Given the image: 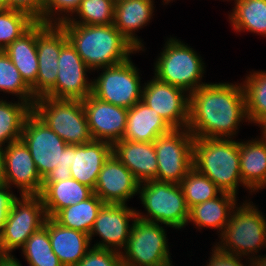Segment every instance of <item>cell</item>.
Listing matches in <instances>:
<instances>
[{
    "label": "cell",
    "instance_id": "6da1fadb",
    "mask_svg": "<svg viewBox=\"0 0 266 266\" xmlns=\"http://www.w3.org/2000/svg\"><path fill=\"white\" fill-rule=\"evenodd\" d=\"M246 115L242 83H205L189 95L187 130L194 138L233 139Z\"/></svg>",
    "mask_w": 266,
    "mask_h": 266
},
{
    "label": "cell",
    "instance_id": "7a4b0ae2",
    "mask_svg": "<svg viewBox=\"0 0 266 266\" xmlns=\"http://www.w3.org/2000/svg\"><path fill=\"white\" fill-rule=\"evenodd\" d=\"M85 64L97 72L130 59L140 51L113 25L60 24Z\"/></svg>",
    "mask_w": 266,
    "mask_h": 266
},
{
    "label": "cell",
    "instance_id": "3957f363",
    "mask_svg": "<svg viewBox=\"0 0 266 266\" xmlns=\"http://www.w3.org/2000/svg\"><path fill=\"white\" fill-rule=\"evenodd\" d=\"M21 140L28 147L42 182L71 178L72 145L67 144L33 111L24 122Z\"/></svg>",
    "mask_w": 266,
    "mask_h": 266
},
{
    "label": "cell",
    "instance_id": "277c9868",
    "mask_svg": "<svg viewBox=\"0 0 266 266\" xmlns=\"http://www.w3.org/2000/svg\"><path fill=\"white\" fill-rule=\"evenodd\" d=\"M239 141L225 138H194L193 167L225 193L237 197L243 184L240 172Z\"/></svg>",
    "mask_w": 266,
    "mask_h": 266
},
{
    "label": "cell",
    "instance_id": "5b68a950",
    "mask_svg": "<svg viewBox=\"0 0 266 266\" xmlns=\"http://www.w3.org/2000/svg\"><path fill=\"white\" fill-rule=\"evenodd\" d=\"M219 238L213 244L219 251L254 260L266 248V217L246 199L236 206Z\"/></svg>",
    "mask_w": 266,
    "mask_h": 266
},
{
    "label": "cell",
    "instance_id": "8992f818",
    "mask_svg": "<svg viewBox=\"0 0 266 266\" xmlns=\"http://www.w3.org/2000/svg\"><path fill=\"white\" fill-rule=\"evenodd\" d=\"M166 40L154 62V76L191 94L205 84L202 81L205 63L200 54L185 42L172 36Z\"/></svg>",
    "mask_w": 266,
    "mask_h": 266
},
{
    "label": "cell",
    "instance_id": "52a82bcc",
    "mask_svg": "<svg viewBox=\"0 0 266 266\" xmlns=\"http://www.w3.org/2000/svg\"><path fill=\"white\" fill-rule=\"evenodd\" d=\"M138 195L146 214L136 210L137 218L178 230L187 225L189 208L179 184L157 180L143 182Z\"/></svg>",
    "mask_w": 266,
    "mask_h": 266
},
{
    "label": "cell",
    "instance_id": "ba28073f",
    "mask_svg": "<svg viewBox=\"0 0 266 266\" xmlns=\"http://www.w3.org/2000/svg\"><path fill=\"white\" fill-rule=\"evenodd\" d=\"M33 112L67 144L93 141L82 100L38 97Z\"/></svg>",
    "mask_w": 266,
    "mask_h": 266
},
{
    "label": "cell",
    "instance_id": "9c48e42d",
    "mask_svg": "<svg viewBox=\"0 0 266 266\" xmlns=\"http://www.w3.org/2000/svg\"><path fill=\"white\" fill-rule=\"evenodd\" d=\"M163 224L136 218L125 248L123 266H173Z\"/></svg>",
    "mask_w": 266,
    "mask_h": 266
},
{
    "label": "cell",
    "instance_id": "30bf717a",
    "mask_svg": "<svg viewBox=\"0 0 266 266\" xmlns=\"http://www.w3.org/2000/svg\"><path fill=\"white\" fill-rule=\"evenodd\" d=\"M100 69L102 72L92 79L94 97L126 109L141 101L143 84L139 69L131 58L123 63Z\"/></svg>",
    "mask_w": 266,
    "mask_h": 266
},
{
    "label": "cell",
    "instance_id": "8fae6325",
    "mask_svg": "<svg viewBox=\"0 0 266 266\" xmlns=\"http://www.w3.org/2000/svg\"><path fill=\"white\" fill-rule=\"evenodd\" d=\"M194 137L187 128L172 129L154 141L158 172L155 180L179 184L193 168Z\"/></svg>",
    "mask_w": 266,
    "mask_h": 266
},
{
    "label": "cell",
    "instance_id": "7c38bea8",
    "mask_svg": "<svg viewBox=\"0 0 266 266\" xmlns=\"http://www.w3.org/2000/svg\"><path fill=\"white\" fill-rule=\"evenodd\" d=\"M45 207L39 195L16 197L10 206L1 238L8 254L21 249L27 239L44 226L47 219Z\"/></svg>",
    "mask_w": 266,
    "mask_h": 266
},
{
    "label": "cell",
    "instance_id": "4fadbf2b",
    "mask_svg": "<svg viewBox=\"0 0 266 266\" xmlns=\"http://www.w3.org/2000/svg\"><path fill=\"white\" fill-rule=\"evenodd\" d=\"M67 41L66 31L60 24L36 21L38 75L36 83L31 87L36 99L44 96L55 85L59 54Z\"/></svg>",
    "mask_w": 266,
    "mask_h": 266
},
{
    "label": "cell",
    "instance_id": "5bb4252c",
    "mask_svg": "<svg viewBox=\"0 0 266 266\" xmlns=\"http://www.w3.org/2000/svg\"><path fill=\"white\" fill-rule=\"evenodd\" d=\"M87 72L90 73L92 70L68 40L59 54L56 83L44 96L84 100L92 94V79L89 81Z\"/></svg>",
    "mask_w": 266,
    "mask_h": 266
},
{
    "label": "cell",
    "instance_id": "9a60e30c",
    "mask_svg": "<svg viewBox=\"0 0 266 266\" xmlns=\"http://www.w3.org/2000/svg\"><path fill=\"white\" fill-rule=\"evenodd\" d=\"M1 154L3 185L16 187L20 196L40 195L43 179L24 142L18 140L1 147Z\"/></svg>",
    "mask_w": 266,
    "mask_h": 266
},
{
    "label": "cell",
    "instance_id": "2e32d148",
    "mask_svg": "<svg viewBox=\"0 0 266 266\" xmlns=\"http://www.w3.org/2000/svg\"><path fill=\"white\" fill-rule=\"evenodd\" d=\"M189 95L155 76L143 85L141 101L154 109L172 129L188 127Z\"/></svg>",
    "mask_w": 266,
    "mask_h": 266
},
{
    "label": "cell",
    "instance_id": "e0dca14e",
    "mask_svg": "<svg viewBox=\"0 0 266 266\" xmlns=\"http://www.w3.org/2000/svg\"><path fill=\"white\" fill-rule=\"evenodd\" d=\"M136 218V209L128 207L127 204L105 203L89 233L91 243L95 235L99 236L101 241L97 240L92 246L121 252L127 244Z\"/></svg>",
    "mask_w": 266,
    "mask_h": 266
},
{
    "label": "cell",
    "instance_id": "ac0fdd59",
    "mask_svg": "<svg viewBox=\"0 0 266 266\" xmlns=\"http://www.w3.org/2000/svg\"><path fill=\"white\" fill-rule=\"evenodd\" d=\"M140 183L113 154L104 162L95 184V193L104 203L127 204L138 195Z\"/></svg>",
    "mask_w": 266,
    "mask_h": 266
},
{
    "label": "cell",
    "instance_id": "d6986e66",
    "mask_svg": "<svg viewBox=\"0 0 266 266\" xmlns=\"http://www.w3.org/2000/svg\"><path fill=\"white\" fill-rule=\"evenodd\" d=\"M82 101L94 140L111 144L122 140L126 130L128 109L103 102L92 94Z\"/></svg>",
    "mask_w": 266,
    "mask_h": 266
},
{
    "label": "cell",
    "instance_id": "ffe728a7",
    "mask_svg": "<svg viewBox=\"0 0 266 266\" xmlns=\"http://www.w3.org/2000/svg\"><path fill=\"white\" fill-rule=\"evenodd\" d=\"M112 154L131 171L139 183L156 179L158 164L154 142L119 140L112 144Z\"/></svg>",
    "mask_w": 266,
    "mask_h": 266
},
{
    "label": "cell",
    "instance_id": "44dd1931",
    "mask_svg": "<svg viewBox=\"0 0 266 266\" xmlns=\"http://www.w3.org/2000/svg\"><path fill=\"white\" fill-rule=\"evenodd\" d=\"M111 154L112 144L106 141L72 145L71 178L94 190L98 174Z\"/></svg>",
    "mask_w": 266,
    "mask_h": 266
},
{
    "label": "cell",
    "instance_id": "7402d4cb",
    "mask_svg": "<svg viewBox=\"0 0 266 266\" xmlns=\"http://www.w3.org/2000/svg\"><path fill=\"white\" fill-rule=\"evenodd\" d=\"M154 3V0H126L115 4L114 7L113 25L139 51L146 49L136 32L153 19Z\"/></svg>",
    "mask_w": 266,
    "mask_h": 266
},
{
    "label": "cell",
    "instance_id": "603a6c76",
    "mask_svg": "<svg viewBox=\"0 0 266 266\" xmlns=\"http://www.w3.org/2000/svg\"><path fill=\"white\" fill-rule=\"evenodd\" d=\"M51 247L63 266H75L92 247L88 234L66 228L52 217L47 218Z\"/></svg>",
    "mask_w": 266,
    "mask_h": 266
},
{
    "label": "cell",
    "instance_id": "cb8c5ba5",
    "mask_svg": "<svg viewBox=\"0 0 266 266\" xmlns=\"http://www.w3.org/2000/svg\"><path fill=\"white\" fill-rule=\"evenodd\" d=\"M172 128L157 113L142 101L128 109L126 130L122 140L133 142H154Z\"/></svg>",
    "mask_w": 266,
    "mask_h": 266
},
{
    "label": "cell",
    "instance_id": "d4e9b609",
    "mask_svg": "<svg viewBox=\"0 0 266 266\" xmlns=\"http://www.w3.org/2000/svg\"><path fill=\"white\" fill-rule=\"evenodd\" d=\"M239 155L242 182L249 194L266 188V139L240 141Z\"/></svg>",
    "mask_w": 266,
    "mask_h": 266
},
{
    "label": "cell",
    "instance_id": "484cf974",
    "mask_svg": "<svg viewBox=\"0 0 266 266\" xmlns=\"http://www.w3.org/2000/svg\"><path fill=\"white\" fill-rule=\"evenodd\" d=\"M237 200L235 195L222 192L214 199L196 204L189 209L187 225L192 222L199 231L202 228H210L217 230L218 235H220L238 205Z\"/></svg>",
    "mask_w": 266,
    "mask_h": 266
},
{
    "label": "cell",
    "instance_id": "4316f807",
    "mask_svg": "<svg viewBox=\"0 0 266 266\" xmlns=\"http://www.w3.org/2000/svg\"><path fill=\"white\" fill-rule=\"evenodd\" d=\"M93 190L77 180L70 178L58 182H42L40 197L47 217H54L61 209L86 200Z\"/></svg>",
    "mask_w": 266,
    "mask_h": 266
},
{
    "label": "cell",
    "instance_id": "83f0119b",
    "mask_svg": "<svg viewBox=\"0 0 266 266\" xmlns=\"http://www.w3.org/2000/svg\"><path fill=\"white\" fill-rule=\"evenodd\" d=\"M31 88L38 75L36 22L19 38L3 50Z\"/></svg>",
    "mask_w": 266,
    "mask_h": 266
},
{
    "label": "cell",
    "instance_id": "f1b7e54d",
    "mask_svg": "<svg viewBox=\"0 0 266 266\" xmlns=\"http://www.w3.org/2000/svg\"><path fill=\"white\" fill-rule=\"evenodd\" d=\"M228 15L236 33L246 31L266 37V0H234Z\"/></svg>",
    "mask_w": 266,
    "mask_h": 266
},
{
    "label": "cell",
    "instance_id": "f546056e",
    "mask_svg": "<svg viewBox=\"0 0 266 266\" xmlns=\"http://www.w3.org/2000/svg\"><path fill=\"white\" fill-rule=\"evenodd\" d=\"M104 204L105 203L93 193L86 200L61 209L53 219L61 226L79 230L89 235L95 219Z\"/></svg>",
    "mask_w": 266,
    "mask_h": 266
},
{
    "label": "cell",
    "instance_id": "4dcf8cb0",
    "mask_svg": "<svg viewBox=\"0 0 266 266\" xmlns=\"http://www.w3.org/2000/svg\"><path fill=\"white\" fill-rule=\"evenodd\" d=\"M13 102L0 99V147L21 140L24 122L33 111L27 102Z\"/></svg>",
    "mask_w": 266,
    "mask_h": 266
},
{
    "label": "cell",
    "instance_id": "1f68e13d",
    "mask_svg": "<svg viewBox=\"0 0 266 266\" xmlns=\"http://www.w3.org/2000/svg\"><path fill=\"white\" fill-rule=\"evenodd\" d=\"M242 86L248 121L255 124L266 115V71H250Z\"/></svg>",
    "mask_w": 266,
    "mask_h": 266
},
{
    "label": "cell",
    "instance_id": "d6a6232c",
    "mask_svg": "<svg viewBox=\"0 0 266 266\" xmlns=\"http://www.w3.org/2000/svg\"><path fill=\"white\" fill-rule=\"evenodd\" d=\"M26 262L34 266H63L51 247L47 230V219L44 226L35 231L20 249Z\"/></svg>",
    "mask_w": 266,
    "mask_h": 266
},
{
    "label": "cell",
    "instance_id": "836d02e7",
    "mask_svg": "<svg viewBox=\"0 0 266 266\" xmlns=\"http://www.w3.org/2000/svg\"><path fill=\"white\" fill-rule=\"evenodd\" d=\"M114 7L112 0H81L75 13L60 24L110 25L114 20Z\"/></svg>",
    "mask_w": 266,
    "mask_h": 266
},
{
    "label": "cell",
    "instance_id": "e575fe53",
    "mask_svg": "<svg viewBox=\"0 0 266 266\" xmlns=\"http://www.w3.org/2000/svg\"><path fill=\"white\" fill-rule=\"evenodd\" d=\"M188 208L219 196L222 191L207 176L194 167L179 183Z\"/></svg>",
    "mask_w": 266,
    "mask_h": 266
},
{
    "label": "cell",
    "instance_id": "d590c367",
    "mask_svg": "<svg viewBox=\"0 0 266 266\" xmlns=\"http://www.w3.org/2000/svg\"><path fill=\"white\" fill-rule=\"evenodd\" d=\"M0 92L17 96V99L27 102L32 108L36 101L31 88L3 50H0Z\"/></svg>",
    "mask_w": 266,
    "mask_h": 266
},
{
    "label": "cell",
    "instance_id": "8d00e7d4",
    "mask_svg": "<svg viewBox=\"0 0 266 266\" xmlns=\"http://www.w3.org/2000/svg\"><path fill=\"white\" fill-rule=\"evenodd\" d=\"M35 22L26 12L0 9V50H4L24 34Z\"/></svg>",
    "mask_w": 266,
    "mask_h": 266
},
{
    "label": "cell",
    "instance_id": "74e56055",
    "mask_svg": "<svg viewBox=\"0 0 266 266\" xmlns=\"http://www.w3.org/2000/svg\"><path fill=\"white\" fill-rule=\"evenodd\" d=\"M81 0H44L43 23L60 24L79 8Z\"/></svg>",
    "mask_w": 266,
    "mask_h": 266
},
{
    "label": "cell",
    "instance_id": "f35d334b",
    "mask_svg": "<svg viewBox=\"0 0 266 266\" xmlns=\"http://www.w3.org/2000/svg\"><path fill=\"white\" fill-rule=\"evenodd\" d=\"M75 266H123L121 253L111 249L91 247Z\"/></svg>",
    "mask_w": 266,
    "mask_h": 266
},
{
    "label": "cell",
    "instance_id": "ab89813d",
    "mask_svg": "<svg viewBox=\"0 0 266 266\" xmlns=\"http://www.w3.org/2000/svg\"><path fill=\"white\" fill-rule=\"evenodd\" d=\"M210 254L211 256L209 257V262L206 261V266H253L252 260H247L248 258H246V263L242 262L244 260L243 257L221 252L215 246Z\"/></svg>",
    "mask_w": 266,
    "mask_h": 266
},
{
    "label": "cell",
    "instance_id": "60d3db41",
    "mask_svg": "<svg viewBox=\"0 0 266 266\" xmlns=\"http://www.w3.org/2000/svg\"><path fill=\"white\" fill-rule=\"evenodd\" d=\"M44 0H8V9L28 13L36 21L43 22Z\"/></svg>",
    "mask_w": 266,
    "mask_h": 266
},
{
    "label": "cell",
    "instance_id": "b9f144b4",
    "mask_svg": "<svg viewBox=\"0 0 266 266\" xmlns=\"http://www.w3.org/2000/svg\"><path fill=\"white\" fill-rule=\"evenodd\" d=\"M16 197L8 186H0V233L3 231L11 203Z\"/></svg>",
    "mask_w": 266,
    "mask_h": 266
},
{
    "label": "cell",
    "instance_id": "7bdbcfd3",
    "mask_svg": "<svg viewBox=\"0 0 266 266\" xmlns=\"http://www.w3.org/2000/svg\"><path fill=\"white\" fill-rule=\"evenodd\" d=\"M0 266H20V261L12 254L0 260Z\"/></svg>",
    "mask_w": 266,
    "mask_h": 266
},
{
    "label": "cell",
    "instance_id": "ee69618b",
    "mask_svg": "<svg viewBox=\"0 0 266 266\" xmlns=\"http://www.w3.org/2000/svg\"><path fill=\"white\" fill-rule=\"evenodd\" d=\"M258 125L261 129V136L260 138L266 139V115H264L263 117H261L256 123L255 125Z\"/></svg>",
    "mask_w": 266,
    "mask_h": 266
},
{
    "label": "cell",
    "instance_id": "f6af8a7d",
    "mask_svg": "<svg viewBox=\"0 0 266 266\" xmlns=\"http://www.w3.org/2000/svg\"><path fill=\"white\" fill-rule=\"evenodd\" d=\"M7 255L8 253L5 251L3 247V242H2L1 233H0V260L5 258Z\"/></svg>",
    "mask_w": 266,
    "mask_h": 266
},
{
    "label": "cell",
    "instance_id": "bcb514c9",
    "mask_svg": "<svg viewBox=\"0 0 266 266\" xmlns=\"http://www.w3.org/2000/svg\"><path fill=\"white\" fill-rule=\"evenodd\" d=\"M3 185V174H2V154L0 148V186Z\"/></svg>",
    "mask_w": 266,
    "mask_h": 266
},
{
    "label": "cell",
    "instance_id": "7dc6e473",
    "mask_svg": "<svg viewBox=\"0 0 266 266\" xmlns=\"http://www.w3.org/2000/svg\"><path fill=\"white\" fill-rule=\"evenodd\" d=\"M0 9H8V0H0Z\"/></svg>",
    "mask_w": 266,
    "mask_h": 266
},
{
    "label": "cell",
    "instance_id": "c3c4849f",
    "mask_svg": "<svg viewBox=\"0 0 266 266\" xmlns=\"http://www.w3.org/2000/svg\"><path fill=\"white\" fill-rule=\"evenodd\" d=\"M171 1H173V0H163L162 2L164 5H166V4L168 5Z\"/></svg>",
    "mask_w": 266,
    "mask_h": 266
},
{
    "label": "cell",
    "instance_id": "681fc988",
    "mask_svg": "<svg viewBox=\"0 0 266 266\" xmlns=\"http://www.w3.org/2000/svg\"><path fill=\"white\" fill-rule=\"evenodd\" d=\"M114 2V4H117L119 2H122V1H126V0H112Z\"/></svg>",
    "mask_w": 266,
    "mask_h": 266
},
{
    "label": "cell",
    "instance_id": "f907efd6",
    "mask_svg": "<svg viewBox=\"0 0 266 266\" xmlns=\"http://www.w3.org/2000/svg\"><path fill=\"white\" fill-rule=\"evenodd\" d=\"M27 264L29 265V266H34L32 263H30V262H27ZM20 266H23L22 264H21V262H20Z\"/></svg>",
    "mask_w": 266,
    "mask_h": 266
}]
</instances>
